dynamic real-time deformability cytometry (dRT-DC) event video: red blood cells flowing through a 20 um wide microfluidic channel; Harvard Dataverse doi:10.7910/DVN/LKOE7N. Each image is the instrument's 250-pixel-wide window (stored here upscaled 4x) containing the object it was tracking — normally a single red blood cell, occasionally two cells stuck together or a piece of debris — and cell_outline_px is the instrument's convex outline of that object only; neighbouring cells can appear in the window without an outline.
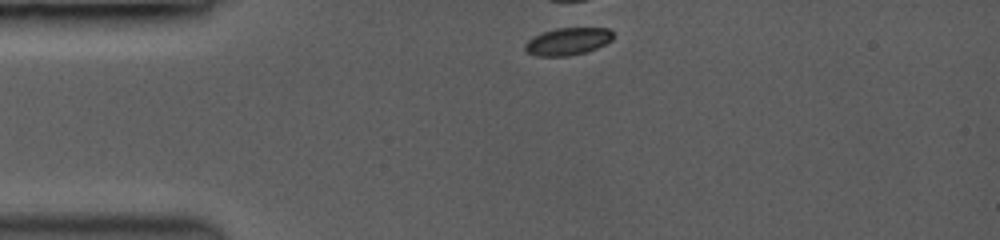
{"species": "common noctule bat (a hibernating species)", "species_latin": "Nyctalus noctula", "temperature_condition": "room temperature", "stored_images_in_passage": 3, "camera_frame_rate_fps": 3500, "um_per_image_px": 0.085, "animal": {"sex": "female", "body_mass_g": 19.0, "forearm_length_mm": 53.3}, "frame": {"image": 1, "passage_image": 1, "time_ms": 0.0, "image_size_px": [1000, 240], "cell_outline_px": [[612, 40], [596, 48], [584, 52], [564, 56], [536, 56], [528, 52], [524, 48], [524, 44], [532, 36], [556, 28], [608, 28], [612, 32]], "centroid_in_image_um": [48.22, 3.51], "position_along_channel_um": 36.8, "area_um2": 13.87}}